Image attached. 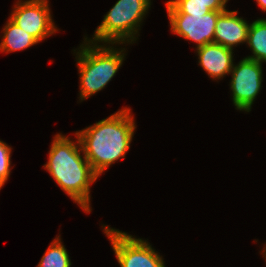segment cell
<instances>
[{
  "instance_id": "1",
  "label": "cell",
  "mask_w": 266,
  "mask_h": 267,
  "mask_svg": "<svg viewBox=\"0 0 266 267\" xmlns=\"http://www.w3.org/2000/svg\"><path fill=\"white\" fill-rule=\"evenodd\" d=\"M136 129L131 109L119 111L95 124L76 131L83 154L100 176L109 166L125 157Z\"/></svg>"
},
{
  "instance_id": "2",
  "label": "cell",
  "mask_w": 266,
  "mask_h": 267,
  "mask_svg": "<svg viewBox=\"0 0 266 267\" xmlns=\"http://www.w3.org/2000/svg\"><path fill=\"white\" fill-rule=\"evenodd\" d=\"M76 141L56 134L44 169L58 186L86 213L91 212L90 186L99 177L85 158L78 136Z\"/></svg>"
},
{
  "instance_id": "3",
  "label": "cell",
  "mask_w": 266,
  "mask_h": 267,
  "mask_svg": "<svg viewBox=\"0 0 266 267\" xmlns=\"http://www.w3.org/2000/svg\"><path fill=\"white\" fill-rule=\"evenodd\" d=\"M111 45L92 43L84 37L77 52L74 50L80 74V102L103 90L122 66L125 48Z\"/></svg>"
},
{
  "instance_id": "4",
  "label": "cell",
  "mask_w": 266,
  "mask_h": 267,
  "mask_svg": "<svg viewBox=\"0 0 266 267\" xmlns=\"http://www.w3.org/2000/svg\"><path fill=\"white\" fill-rule=\"evenodd\" d=\"M150 7L151 0H118L104 15L93 37H84L92 43L133 44Z\"/></svg>"
},
{
  "instance_id": "5",
  "label": "cell",
  "mask_w": 266,
  "mask_h": 267,
  "mask_svg": "<svg viewBox=\"0 0 266 267\" xmlns=\"http://www.w3.org/2000/svg\"><path fill=\"white\" fill-rule=\"evenodd\" d=\"M120 267H165L163 257L147 240L102 225Z\"/></svg>"
},
{
  "instance_id": "6",
  "label": "cell",
  "mask_w": 266,
  "mask_h": 267,
  "mask_svg": "<svg viewBox=\"0 0 266 267\" xmlns=\"http://www.w3.org/2000/svg\"><path fill=\"white\" fill-rule=\"evenodd\" d=\"M262 63L243 58L230 72V89L235 109L250 112L253 102L263 86Z\"/></svg>"
},
{
  "instance_id": "7",
  "label": "cell",
  "mask_w": 266,
  "mask_h": 267,
  "mask_svg": "<svg viewBox=\"0 0 266 267\" xmlns=\"http://www.w3.org/2000/svg\"><path fill=\"white\" fill-rule=\"evenodd\" d=\"M48 0H18L10 19L39 43L58 31Z\"/></svg>"
},
{
  "instance_id": "8",
  "label": "cell",
  "mask_w": 266,
  "mask_h": 267,
  "mask_svg": "<svg viewBox=\"0 0 266 267\" xmlns=\"http://www.w3.org/2000/svg\"><path fill=\"white\" fill-rule=\"evenodd\" d=\"M224 11H209L206 14H168L172 33L194 41L196 49L214 40L218 16Z\"/></svg>"
},
{
  "instance_id": "9",
  "label": "cell",
  "mask_w": 266,
  "mask_h": 267,
  "mask_svg": "<svg viewBox=\"0 0 266 267\" xmlns=\"http://www.w3.org/2000/svg\"><path fill=\"white\" fill-rule=\"evenodd\" d=\"M233 51L214 42L196 49L199 65L212 80L216 81L230 74L234 65Z\"/></svg>"
},
{
  "instance_id": "10",
  "label": "cell",
  "mask_w": 266,
  "mask_h": 267,
  "mask_svg": "<svg viewBox=\"0 0 266 267\" xmlns=\"http://www.w3.org/2000/svg\"><path fill=\"white\" fill-rule=\"evenodd\" d=\"M238 11L226 10L218 18L214 31V43L234 49L241 43H247L248 24L245 19L237 16Z\"/></svg>"
},
{
  "instance_id": "11",
  "label": "cell",
  "mask_w": 266,
  "mask_h": 267,
  "mask_svg": "<svg viewBox=\"0 0 266 267\" xmlns=\"http://www.w3.org/2000/svg\"><path fill=\"white\" fill-rule=\"evenodd\" d=\"M0 52L11 53L30 48L39 43L31 34L25 32L10 18L1 31Z\"/></svg>"
},
{
  "instance_id": "12",
  "label": "cell",
  "mask_w": 266,
  "mask_h": 267,
  "mask_svg": "<svg viewBox=\"0 0 266 267\" xmlns=\"http://www.w3.org/2000/svg\"><path fill=\"white\" fill-rule=\"evenodd\" d=\"M247 45L253 55L245 58L259 63L266 62V19L259 18L250 23L247 36Z\"/></svg>"
},
{
  "instance_id": "13",
  "label": "cell",
  "mask_w": 266,
  "mask_h": 267,
  "mask_svg": "<svg viewBox=\"0 0 266 267\" xmlns=\"http://www.w3.org/2000/svg\"><path fill=\"white\" fill-rule=\"evenodd\" d=\"M71 264L69 254L59 235L50 243L37 267H71Z\"/></svg>"
},
{
  "instance_id": "14",
  "label": "cell",
  "mask_w": 266,
  "mask_h": 267,
  "mask_svg": "<svg viewBox=\"0 0 266 267\" xmlns=\"http://www.w3.org/2000/svg\"><path fill=\"white\" fill-rule=\"evenodd\" d=\"M167 14H206L211 11L198 0H169L165 4Z\"/></svg>"
},
{
  "instance_id": "15",
  "label": "cell",
  "mask_w": 266,
  "mask_h": 267,
  "mask_svg": "<svg viewBox=\"0 0 266 267\" xmlns=\"http://www.w3.org/2000/svg\"><path fill=\"white\" fill-rule=\"evenodd\" d=\"M12 148L0 140V189L7 182L11 173Z\"/></svg>"
},
{
  "instance_id": "16",
  "label": "cell",
  "mask_w": 266,
  "mask_h": 267,
  "mask_svg": "<svg viewBox=\"0 0 266 267\" xmlns=\"http://www.w3.org/2000/svg\"><path fill=\"white\" fill-rule=\"evenodd\" d=\"M205 4L211 11H226L228 0H198Z\"/></svg>"
},
{
  "instance_id": "17",
  "label": "cell",
  "mask_w": 266,
  "mask_h": 267,
  "mask_svg": "<svg viewBox=\"0 0 266 267\" xmlns=\"http://www.w3.org/2000/svg\"><path fill=\"white\" fill-rule=\"evenodd\" d=\"M258 6H260V8L266 12V0H256Z\"/></svg>"
},
{
  "instance_id": "18",
  "label": "cell",
  "mask_w": 266,
  "mask_h": 267,
  "mask_svg": "<svg viewBox=\"0 0 266 267\" xmlns=\"http://www.w3.org/2000/svg\"><path fill=\"white\" fill-rule=\"evenodd\" d=\"M262 255H264V258L266 260V245H264L263 251L261 253ZM266 262V261H265Z\"/></svg>"
}]
</instances>
